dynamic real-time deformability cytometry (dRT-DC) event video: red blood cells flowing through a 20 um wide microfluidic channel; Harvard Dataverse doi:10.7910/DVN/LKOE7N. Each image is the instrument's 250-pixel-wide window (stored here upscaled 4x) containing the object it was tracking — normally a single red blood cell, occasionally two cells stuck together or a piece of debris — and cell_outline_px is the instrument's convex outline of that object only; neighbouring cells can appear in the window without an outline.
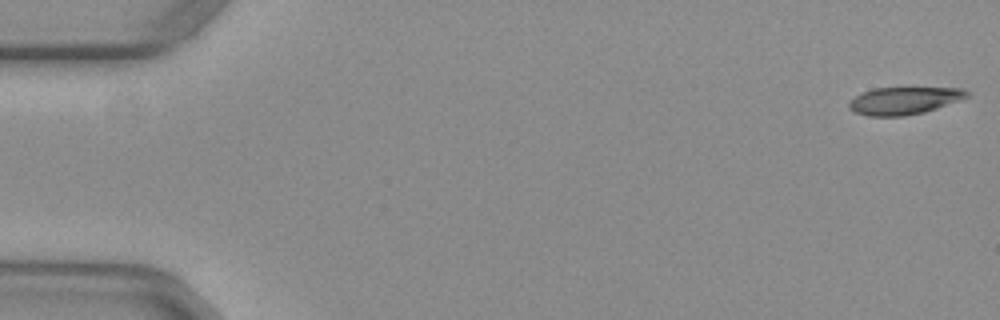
{"species": "common noctule bat (a hibernating species)", "species_latin": "Nyctalus noctula", "temperature_condition": "warm", "stored_images_in_passage": 52, "camera_frame_rate_fps": 3000, "um_per_image_px": 0.085, "animal": {"sex": "female", "body_mass_g": 29.2, "forearm_length_mm": 56.3}, "frame": {"image": 1, "passage_image": 1, "time_ms": 0.0, "image_size_px": [1000, 320], "cell_outline_px": [[968, 96], [960, 100], [924, 112], [904, 116], [868, 116], [856, 112], [848, 108], [848, 104], [856, 96], [872, 88], [964, 88], [968, 92]], "centroid_in_image_um": [76.84, 8.55], "position_along_channel_um": 8.2, "area_um2": 18.61}}
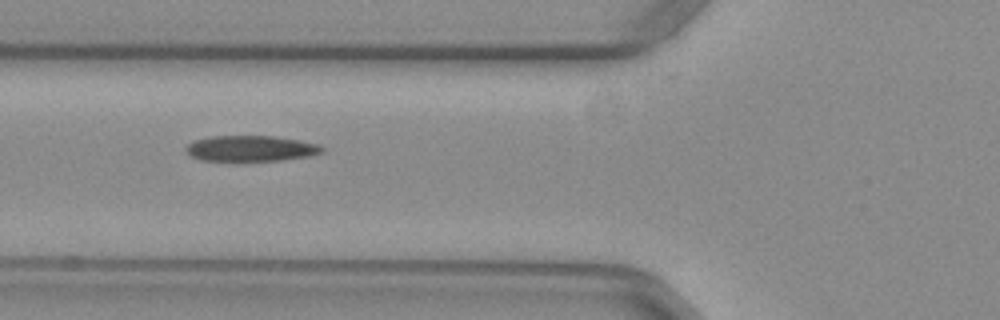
{"frame": {"image": 2, "passage_image": 20, "time_ms": 6.333, "image_size_px": [1000, 320], "cell_outline_px": [[324, 152], [312, 156], [280, 160], [244, 164], [232, 164], [200, 160], [192, 156], [184, 148], [188, 144], [196, 140], [212, 136], [272, 136], [300, 140], [320, 144], [324, 148]], "centroid_in_image_um": [21.32, 12.68], "position_along_channel_um": 104.5, "area_um2": 21.62}}
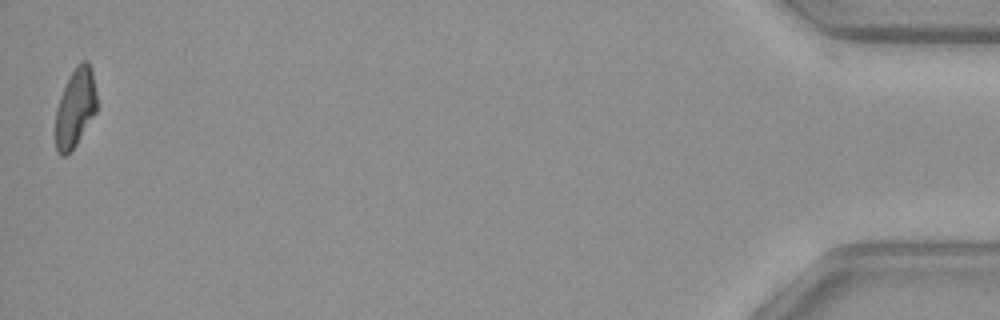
{"frame": {"image": 3, "passage_image": 52, "time_ms": 17.0, "image_size_px": [1000, 320], "cell_outline_px": [[96, 112], [76, 144], [64, 156], [60, 156], [56, 152], [56, 108], [60, 96], [76, 64], [80, 60], [88, 60], [92, 68], [96, 92]], "centroid_in_image_um": [6.41, 9.12], "position_along_channel_um": 428.8, "area_um2": 18.84}, "authors_computed_cell_mechanics": {"area_um2": 20.519, "velocity_mm_per_s": 3.9693, "shape_relaxation_time_tau1_ms": null, "shape_relaxation_time_tau2_ms": 4.8801, "deformation_change_tau1": null, "deformation_change_tau2": 0.138}}